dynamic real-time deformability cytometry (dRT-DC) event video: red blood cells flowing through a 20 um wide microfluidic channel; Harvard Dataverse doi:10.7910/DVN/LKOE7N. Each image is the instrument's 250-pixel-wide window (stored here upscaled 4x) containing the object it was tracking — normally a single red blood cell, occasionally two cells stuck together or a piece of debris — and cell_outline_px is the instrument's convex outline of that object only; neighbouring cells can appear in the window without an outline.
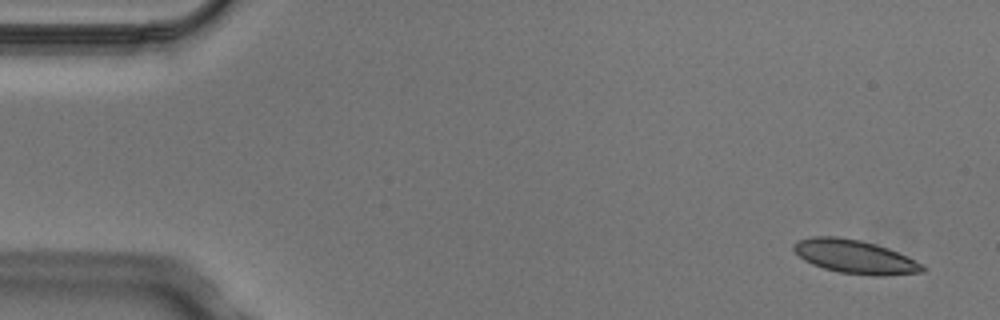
{"species": "Egyptian fruit bat (a non-hibernating species)", "species_latin": "Rousettus aegyptiacus", "temperature_condition": "cold", "stored_images_in_passage": 5, "camera_frame_rate_fps": 3000, "um_per_image_px": 0.085, "animal": {"sex": "male"}, "frame": {"image": 1, "passage_image": 1, "time_ms": 0.0, "image_size_px": [1000, 320], "cell_outline_px": [[928, 268], [924, 272], [884, 276], [872, 276], [840, 272], [824, 268], [812, 264], [804, 260], [792, 248], [792, 244], [800, 240], [812, 236], [836, 236], [860, 240], [876, 244], [888, 248], [924, 264]], "centroid_in_image_um": [72.7, 21.83], "position_along_channel_um": 12.3, "area_um2": 25.32}}